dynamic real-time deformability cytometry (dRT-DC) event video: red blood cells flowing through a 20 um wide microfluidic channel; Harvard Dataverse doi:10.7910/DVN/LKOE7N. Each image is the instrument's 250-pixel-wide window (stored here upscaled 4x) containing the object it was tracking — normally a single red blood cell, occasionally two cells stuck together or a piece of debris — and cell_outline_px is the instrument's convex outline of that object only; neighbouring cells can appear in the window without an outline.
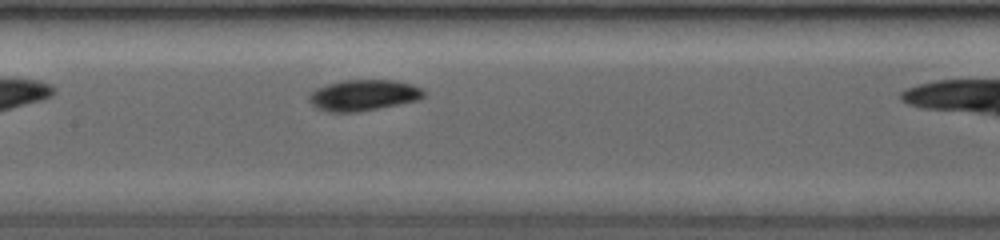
{"species": "common noctule bat (a hibernating species)", "species_latin": "Nyctalus noctula", "temperature_condition": "room temperature", "stored_images_in_passage": 15, "camera_frame_rate_fps": 3500, "um_per_image_px": 0.085, "animal": {"sex": "female", "body_mass_g": 19.0, "forearm_length_mm": 53.3}, "frame": {"image": 1, "passage_image": 13, "time_ms": 2.286, "image_size_px": [1000, 240], "cell_outline_px": [[424, 96], [416, 100], [356, 112], [332, 112], [320, 108], [312, 104], [312, 92], [316, 88], [328, 84], [344, 80], [392, 80], [412, 84], [420, 88], [424, 92]], "centroid_in_image_um": [30.92, 8.07], "position_along_channel_um": 176.5, "area_um2": 20.0}}